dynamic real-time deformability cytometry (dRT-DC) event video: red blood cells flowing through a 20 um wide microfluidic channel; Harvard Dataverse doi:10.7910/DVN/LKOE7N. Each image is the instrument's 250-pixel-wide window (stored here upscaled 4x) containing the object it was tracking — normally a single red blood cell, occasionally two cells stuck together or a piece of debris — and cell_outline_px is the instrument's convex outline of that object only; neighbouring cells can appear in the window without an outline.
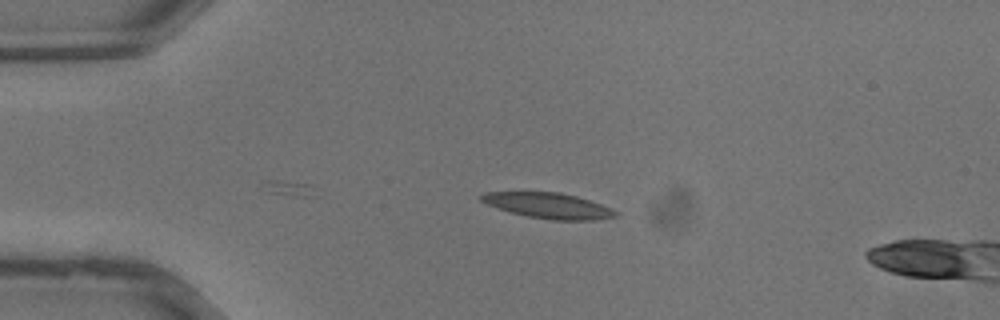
{"species": "common noctule bat (a hibernating species)", "species_latin": "Nyctalus noctula", "temperature_condition": "warm", "stored_images_in_passage": 10, "camera_frame_rate_fps": 3000, "um_per_image_px": 0.085, "animal": {"sex": "male", "body_mass_g": 13.3}, "frame": {"image": 1, "passage_image": 2, "time_ms": 0.333, "image_size_px": [1000, 320], "cell_outline_px": [[620, 216], [596, 220], [552, 220], [528, 216], [496, 208], [480, 200], [476, 196], [484, 192], [560, 192], [576, 196], [612, 208]], "centroid_in_image_um": [46.6, 17.47], "position_along_channel_um": 38.4, "area_um2": 20.0}}
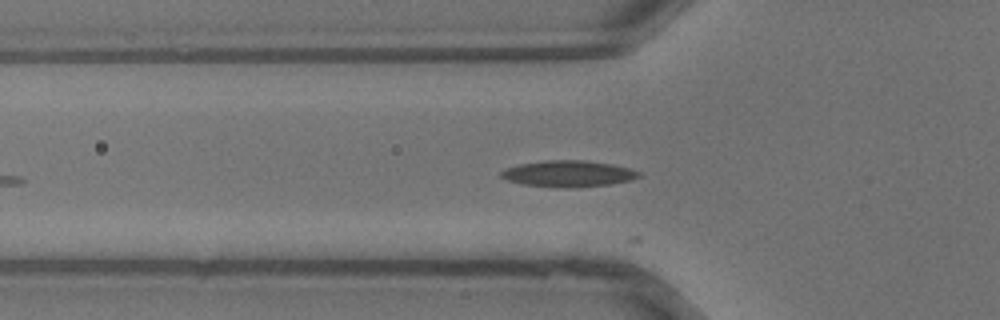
{"frame": {"image": 2, "passage_image": 6, "time_ms": 1.667, "image_size_px": [1000, 320], "cell_outline_px": [[640, 176], [628, 180], [608, 184], [576, 188], [556, 188], [524, 184], [508, 180], [500, 176], [500, 172], [504, 168], [520, 164], [544, 160], [584, 160], [612, 164], [632, 168], [640, 172]], "centroid_in_image_um": [48.29, 14.76], "position_along_channel_um": 77.5, "area_um2": 21.21}}
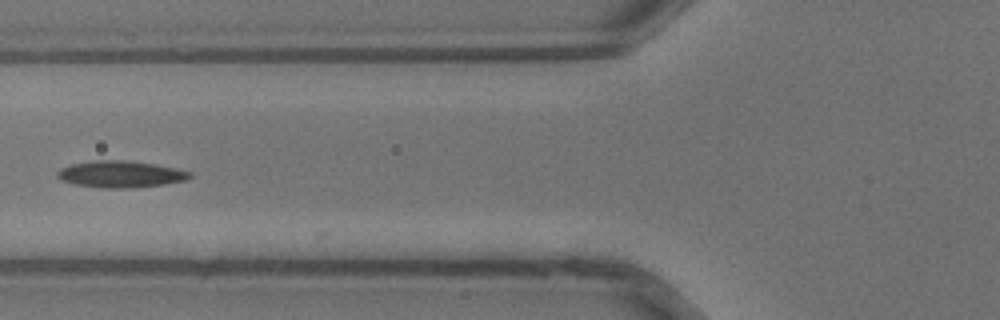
{"frame": {"image": 3, "passage_image": 8, "time_ms": 2.333, "image_size_px": [1000, 320], "cell_outline_px": [[192, 176], [184, 180], [164, 184], [128, 188], [104, 188], [72, 184], [60, 180], [56, 176], [56, 172], [60, 168], [68, 164], [96, 160], [128, 160], [156, 164], [176, 168], [192, 172]], "centroid_in_image_um": [10.19, 14.79], "position_along_channel_um": 115.6, "area_um2": 20.81}}